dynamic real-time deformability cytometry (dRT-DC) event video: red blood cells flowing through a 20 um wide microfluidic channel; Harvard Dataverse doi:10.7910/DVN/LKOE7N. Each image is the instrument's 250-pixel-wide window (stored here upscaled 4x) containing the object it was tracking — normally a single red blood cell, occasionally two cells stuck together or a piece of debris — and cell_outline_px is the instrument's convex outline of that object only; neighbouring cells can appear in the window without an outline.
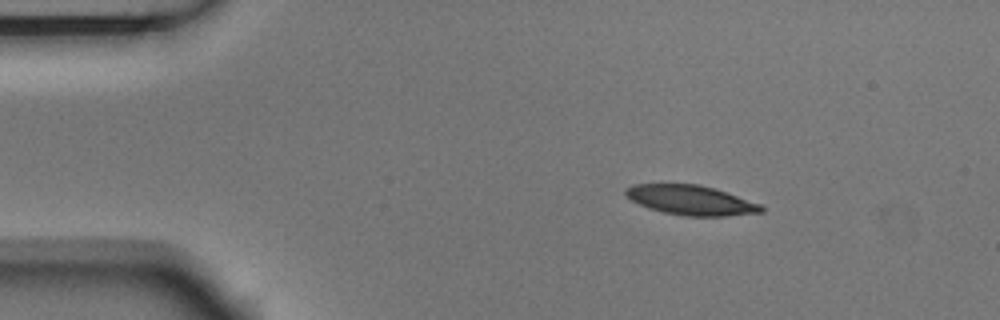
{"species": "Egyptian fruit bat (a non-hibernating species)", "species_latin": "Rousettus aegyptiacus", "temperature_condition": "room temperature", "stored_images_in_passage": 3, "camera_frame_rate_fps": 3000, "um_per_image_px": 0.085, "animal": {"sex": "male"}, "frame": {"image": 1, "passage_image": 1, "time_ms": 0.0, "image_size_px": [1000, 320], "cell_outline_px": [[764, 212], [728, 216], [684, 216], [664, 212], [648, 208], [632, 200], [624, 192], [624, 188], [632, 184], [700, 184], [716, 188], [760, 204], [764, 208]], "centroid_in_image_um": [58.74, 17.01], "position_along_channel_um": 26.3, "area_um2": 23.52}}